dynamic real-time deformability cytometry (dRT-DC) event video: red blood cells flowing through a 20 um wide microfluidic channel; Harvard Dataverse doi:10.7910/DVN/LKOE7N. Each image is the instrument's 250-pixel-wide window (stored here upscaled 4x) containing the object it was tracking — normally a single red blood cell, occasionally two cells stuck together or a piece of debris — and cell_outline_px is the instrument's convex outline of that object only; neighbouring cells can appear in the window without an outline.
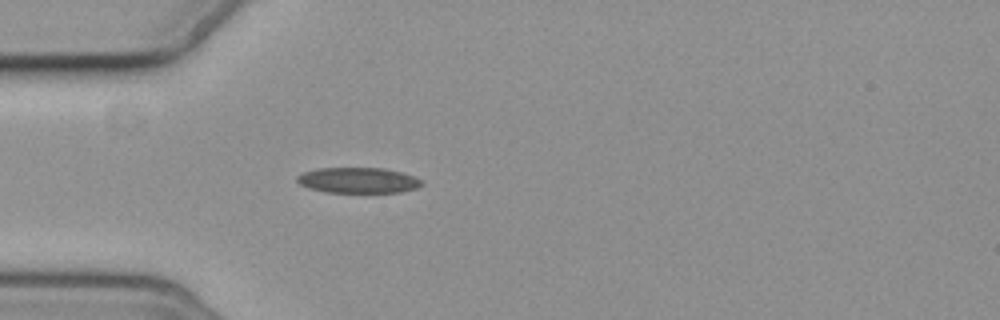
{"species": "common noctule bat (a hibernating species)", "species_latin": "Nyctalus noctula", "temperature_condition": "cold", "stored_images_in_passage": 2, "camera_frame_rate_fps": 3000, "um_per_image_px": 0.085, "animal": {"sex": "female", "body_mass_g": 19.3, "forearm_length_mm": 54.1}, "frame": {"image": 1, "passage_image": 2, "time_ms": 1.0, "image_size_px": [1000, 320], "cell_outline_px": [[424, 184], [416, 188], [400, 192], [324, 192], [308, 188], [300, 184], [296, 180], [296, 176], [304, 172], [320, 168], [384, 168], [400, 172], [424, 180]], "centroid_in_image_um": [30.44, 15.33], "position_along_channel_um": 54.6, "area_um2": 18.55}}